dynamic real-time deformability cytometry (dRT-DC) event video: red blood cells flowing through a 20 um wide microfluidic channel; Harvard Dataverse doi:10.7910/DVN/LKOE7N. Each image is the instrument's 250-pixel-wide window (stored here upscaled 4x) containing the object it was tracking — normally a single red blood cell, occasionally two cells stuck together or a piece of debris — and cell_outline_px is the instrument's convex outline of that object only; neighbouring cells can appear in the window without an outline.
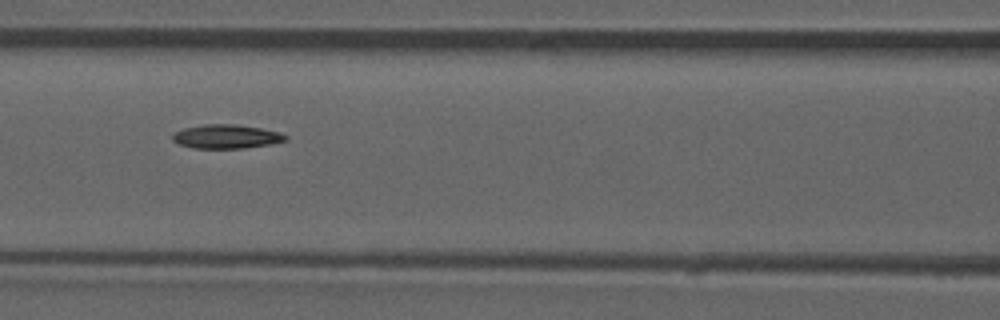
{"species": "common noctule bat (a hibernating species)", "species_latin": "Nyctalus noctula", "temperature_condition": "room temperature", "stored_images_in_passage": 52, "camera_frame_rate_fps": 3000, "um_per_image_px": 0.085, "animal": {"sex": "male", "forearm_length_mm": 52.5}, "frame": {"image": 1, "passage_image": 22, "time_ms": 7.0, "image_size_px": [1000, 320], "cell_outline_px": [[288, 140], [268, 144], [244, 148], [192, 148], [180, 144], [172, 140], [172, 132], [184, 128], [204, 124], [236, 124], [260, 128], [280, 132], [288, 136]], "centroid_in_image_um": [19.22, 11.6], "position_along_channel_um": 147.4, "area_um2": 15.78}}